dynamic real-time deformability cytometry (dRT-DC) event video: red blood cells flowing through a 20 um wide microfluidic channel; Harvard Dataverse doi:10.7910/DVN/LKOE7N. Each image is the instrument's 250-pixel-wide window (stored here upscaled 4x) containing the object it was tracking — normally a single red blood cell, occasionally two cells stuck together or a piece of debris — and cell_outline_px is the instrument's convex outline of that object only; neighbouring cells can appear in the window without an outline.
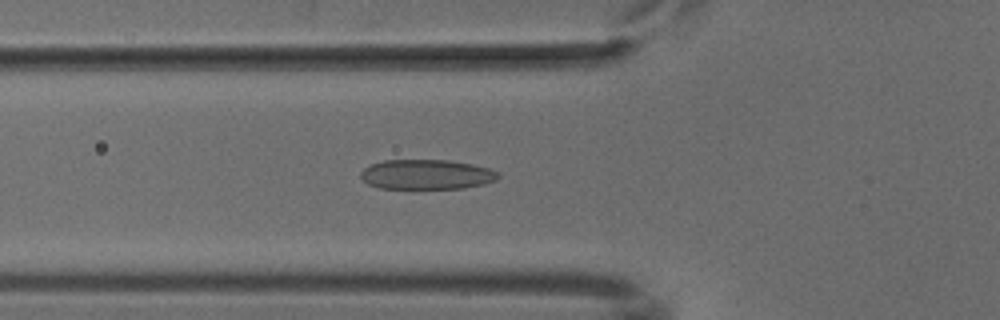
{"species": "common noctule bat (a hibernating species)", "species_latin": "Nyctalus noctula", "temperature_condition": "cold", "stored_images_in_passage": 51, "camera_frame_rate_fps": 3000, "um_per_image_px": 0.085, "animal": {"sex": "male", "body_mass_g": 18.8}, "frame": {"image": 1, "passage_image": 18, "time_ms": 5.667, "image_size_px": [1000, 320], "cell_outline_px": [[500, 176], [496, 180], [484, 184], [464, 188], [380, 188], [368, 184], [360, 176], [360, 172], [364, 168], [372, 164], [384, 160], [448, 160], [472, 164], [488, 168], [500, 172]], "centroid_in_image_um": [36.28, 14.82], "position_along_channel_um": 89.5, "area_um2": 23.87}}
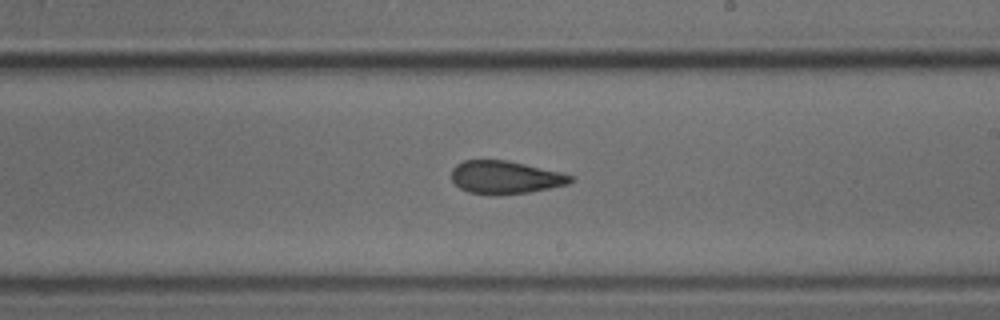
{"frame": {"image": 2, "passage_image": 30, "time_ms": 9.667, "image_size_px": [1000, 320], "cell_outline_px": [[572, 180], [568, 184], [528, 192], [496, 196], [468, 192], [460, 188], [452, 180], [452, 168], [456, 164], [464, 160], [508, 160], [560, 172], [572, 176]], "centroid_in_image_um": [42.9, 15.08], "position_along_channel_um": 246.1, "area_um2": 22.83}}
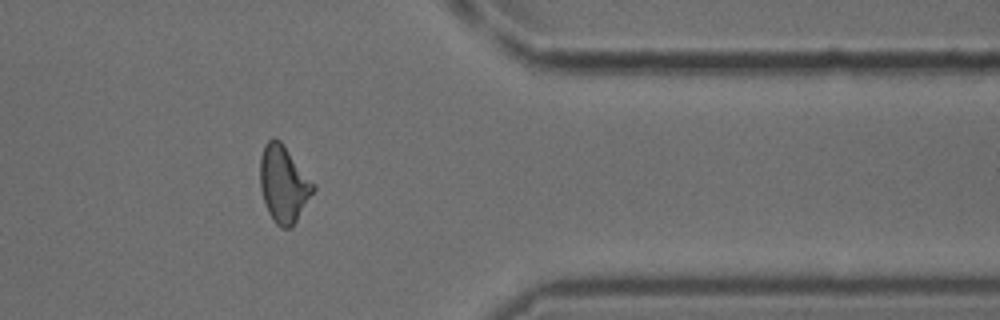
{"frame": {"image": 3, "passage_image": 42, "time_ms": 13.667, "image_size_px": [1000, 320], "cell_outline_px": [[316, 188], [292, 228], [280, 228], [272, 220], [268, 212], [260, 188], [260, 156], [264, 144], [272, 136], [276, 136], [280, 140], [316, 184]], "centroid_in_image_um": [24.11, 15.62], "position_along_channel_um": 387.3, "area_um2": 24.1}}